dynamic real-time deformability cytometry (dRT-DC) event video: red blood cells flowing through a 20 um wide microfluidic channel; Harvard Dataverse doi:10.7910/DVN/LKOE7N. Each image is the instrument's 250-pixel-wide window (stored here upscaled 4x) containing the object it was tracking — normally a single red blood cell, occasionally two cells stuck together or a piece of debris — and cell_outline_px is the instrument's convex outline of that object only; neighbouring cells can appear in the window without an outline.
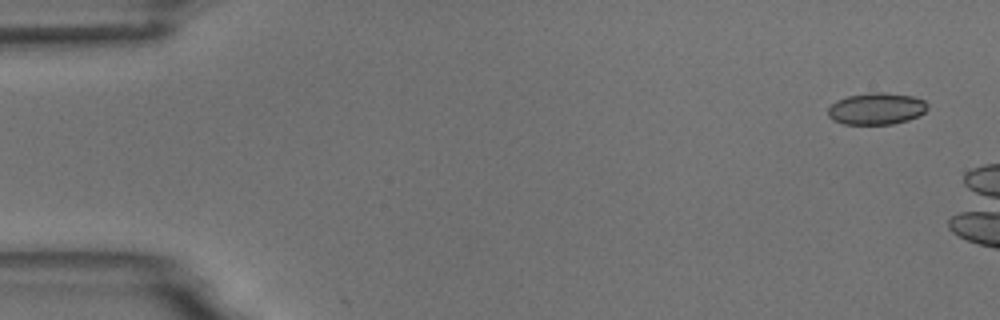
{"species": "common noctule bat (a hibernating species)", "species_latin": "Nyctalus noctula", "temperature_condition": "room temperature", "stored_images_in_passage": 4, "camera_frame_rate_fps": 3000, "um_per_image_px": 0.085, "animal": {"sex": "male", "body_mass_g": 18.8}, "frame": {"image": 1, "passage_image": 1, "time_ms": 0.0, "image_size_px": [1000, 320], "cell_outline_px": [[928, 108], [924, 112], [908, 120], [892, 124], [844, 124], [832, 120], [828, 116], [828, 108], [836, 100], [848, 96], [868, 92], [884, 92], [912, 96], [924, 100], [928, 104]], "centroid_in_image_um": [74.48, 9.23], "position_along_channel_um": 10.5, "area_um2": 18.5}}